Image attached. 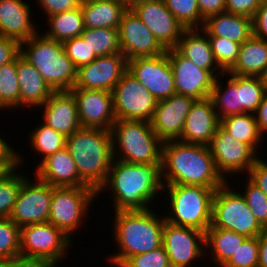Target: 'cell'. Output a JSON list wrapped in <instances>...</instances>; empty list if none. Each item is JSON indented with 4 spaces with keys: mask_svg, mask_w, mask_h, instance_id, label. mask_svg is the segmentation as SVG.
I'll use <instances>...</instances> for the list:
<instances>
[{
    "mask_svg": "<svg viewBox=\"0 0 267 267\" xmlns=\"http://www.w3.org/2000/svg\"><path fill=\"white\" fill-rule=\"evenodd\" d=\"M161 165L113 159L107 180L97 196L110 190L114 212L149 209L159 194L163 195Z\"/></svg>",
    "mask_w": 267,
    "mask_h": 267,
    "instance_id": "cell-1",
    "label": "cell"
},
{
    "mask_svg": "<svg viewBox=\"0 0 267 267\" xmlns=\"http://www.w3.org/2000/svg\"><path fill=\"white\" fill-rule=\"evenodd\" d=\"M161 170L163 184L204 186L216 190L226 183L217 171L207 145L179 140L163 142Z\"/></svg>",
    "mask_w": 267,
    "mask_h": 267,
    "instance_id": "cell-2",
    "label": "cell"
},
{
    "mask_svg": "<svg viewBox=\"0 0 267 267\" xmlns=\"http://www.w3.org/2000/svg\"><path fill=\"white\" fill-rule=\"evenodd\" d=\"M153 209L114 212L111 238L118 249L107 257L110 265L120 267L129 257L162 246L165 217Z\"/></svg>",
    "mask_w": 267,
    "mask_h": 267,
    "instance_id": "cell-3",
    "label": "cell"
},
{
    "mask_svg": "<svg viewBox=\"0 0 267 267\" xmlns=\"http://www.w3.org/2000/svg\"><path fill=\"white\" fill-rule=\"evenodd\" d=\"M81 180L96 192L105 184L113 157L111 131L81 127L66 137Z\"/></svg>",
    "mask_w": 267,
    "mask_h": 267,
    "instance_id": "cell-4",
    "label": "cell"
},
{
    "mask_svg": "<svg viewBox=\"0 0 267 267\" xmlns=\"http://www.w3.org/2000/svg\"><path fill=\"white\" fill-rule=\"evenodd\" d=\"M20 55L37 69L53 91H70L74 87L77 68L61 42L38 32L20 43Z\"/></svg>",
    "mask_w": 267,
    "mask_h": 267,
    "instance_id": "cell-5",
    "label": "cell"
},
{
    "mask_svg": "<svg viewBox=\"0 0 267 267\" xmlns=\"http://www.w3.org/2000/svg\"><path fill=\"white\" fill-rule=\"evenodd\" d=\"M110 131L114 159L137 164H162L163 141L150 122L117 119Z\"/></svg>",
    "mask_w": 267,
    "mask_h": 267,
    "instance_id": "cell-6",
    "label": "cell"
},
{
    "mask_svg": "<svg viewBox=\"0 0 267 267\" xmlns=\"http://www.w3.org/2000/svg\"><path fill=\"white\" fill-rule=\"evenodd\" d=\"M166 189V190H165ZM170 209L165 221L206 232L212 220V201L216 190L204 186L164 184ZM169 197V198H168Z\"/></svg>",
    "mask_w": 267,
    "mask_h": 267,
    "instance_id": "cell-7",
    "label": "cell"
},
{
    "mask_svg": "<svg viewBox=\"0 0 267 267\" xmlns=\"http://www.w3.org/2000/svg\"><path fill=\"white\" fill-rule=\"evenodd\" d=\"M73 241L50 222L20 227V259L27 264H61Z\"/></svg>",
    "mask_w": 267,
    "mask_h": 267,
    "instance_id": "cell-8",
    "label": "cell"
},
{
    "mask_svg": "<svg viewBox=\"0 0 267 267\" xmlns=\"http://www.w3.org/2000/svg\"><path fill=\"white\" fill-rule=\"evenodd\" d=\"M97 198V192L89 186H53L48 222L74 241L72 234L89 219L88 212Z\"/></svg>",
    "mask_w": 267,
    "mask_h": 267,
    "instance_id": "cell-9",
    "label": "cell"
},
{
    "mask_svg": "<svg viewBox=\"0 0 267 267\" xmlns=\"http://www.w3.org/2000/svg\"><path fill=\"white\" fill-rule=\"evenodd\" d=\"M226 182L216 189L212 201L210 227L232 230L246 238L259 236L264 228L246 203L245 198Z\"/></svg>",
    "mask_w": 267,
    "mask_h": 267,
    "instance_id": "cell-10",
    "label": "cell"
},
{
    "mask_svg": "<svg viewBox=\"0 0 267 267\" xmlns=\"http://www.w3.org/2000/svg\"><path fill=\"white\" fill-rule=\"evenodd\" d=\"M112 98L116 119L152 120L157 100L128 70L112 90Z\"/></svg>",
    "mask_w": 267,
    "mask_h": 267,
    "instance_id": "cell-11",
    "label": "cell"
},
{
    "mask_svg": "<svg viewBox=\"0 0 267 267\" xmlns=\"http://www.w3.org/2000/svg\"><path fill=\"white\" fill-rule=\"evenodd\" d=\"M217 171L228 182L231 175L238 177L247 174L254 162L260 157L248 144L237 141L221 126L216 129L207 145ZM230 175V176H229Z\"/></svg>",
    "mask_w": 267,
    "mask_h": 267,
    "instance_id": "cell-12",
    "label": "cell"
},
{
    "mask_svg": "<svg viewBox=\"0 0 267 267\" xmlns=\"http://www.w3.org/2000/svg\"><path fill=\"white\" fill-rule=\"evenodd\" d=\"M35 178L34 182L28 177L22 181L9 217L19 227L48 222L53 186Z\"/></svg>",
    "mask_w": 267,
    "mask_h": 267,
    "instance_id": "cell-13",
    "label": "cell"
},
{
    "mask_svg": "<svg viewBox=\"0 0 267 267\" xmlns=\"http://www.w3.org/2000/svg\"><path fill=\"white\" fill-rule=\"evenodd\" d=\"M128 71L154 96L157 101L176 93L174 74L166 52L154 57L128 60Z\"/></svg>",
    "mask_w": 267,
    "mask_h": 267,
    "instance_id": "cell-14",
    "label": "cell"
},
{
    "mask_svg": "<svg viewBox=\"0 0 267 267\" xmlns=\"http://www.w3.org/2000/svg\"><path fill=\"white\" fill-rule=\"evenodd\" d=\"M162 246L172 267H191L205 255V232L165 221Z\"/></svg>",
    "mask_w": 267,
    "mask_h": 267,
    "instance_id": "cell-15",
    "label": "cell"
},
{
    "mask_svg": "<svg viewBox=\"0 0 267 267\" xmlns=\"http://www.w3.org/2000/svg\"><path fill=\"white\" fill-rule=\"evenodd\" d=\"M118 34L121 52L127 61L136 57H154L166 52L132 9L123 13Z\"/></svg>",
    "mask_w": 267,
    "mask_h": 267,
    "instance_id": "cell-16",
    "label": "cell"
},
{
    "mask_svg": "<svg viewBox=\"0 0 267 267\" xmlns=\"http://www.w3.org/2000/svg\"><path fill=\"white\" fill-rule=\"evenodd\" d=\"M174 74L176 94L201 100L210 97L216 77L208 70L196 66L176 48L167 49Z\"/></svg>",
    "mask_w": 267,
    "mask_h": 267,
    "instance_id": "cell-17",
    "label": "cell"
},
{
    "mask_svg": "<svg viewBox=\"0 0 267 267\" xmlns=\"http://www.w3.org/2000/svg\"><path fill=\"white\" fill-rule=\"evenodd\" d=\"M127 70L128 61L122 53L99 56L77 69L73 88L112 92Z\"/></svg>",
    "mask_w": 267,
    "mask_h": 267,
    "instance_id": "cell-18",
    "label": "cell"
},
{
    "mask_svg": "<svg viewBox=\"0 0 267 267\" xmlns=\"http://www.w3.org/2000/svg\"><path fill=\"white\" fill-rule=\"evenodd\" d=\"M132 10L166 50L177 46L186 29L168 10L164 0L143 2Z\"/></svg>",
    "mask_w": 267,
    "mask_h": 267,
    "instance_id": "cell-19",
    "label": "cell"
},
{
    "mask_svg": "<svg viewBox=\"0 0 267 267\" xmlns=\"http://www.w3.org/2000/svg\"><path fill=\"white\" fill-rule=\"evenodd\" d=\"M70 91L76 98L82 127L111 130L117 120L112 92L79 88H72Z\"/></svg>",
    "mask_w": 267,
    "mask_h": 267,
    "instance_id": "cell-20",
    "label": "cell"
},
{
    "mask_svg": "<svg viewBox=\"0 0 267 267\" xmlns=\"http://www.w3.org/2000/svg\"><path fill=\"white\" fill-rule=\"evenodd\" d=\"M194 102V98L176 93L157 101L150 123L163 142L178 140L181 137L187 114Z\"/></svg>",
    "mask_w": 267,
    "mask_h": 267,
    "instance_id": "cell-21",
    "label": "cell"
},
{
    "mask_svg": "<svg viewBox=\"0 0 267 267\" xmlns=\"http://www.w3.org/2000/svg\"><path fill=\"white\" fill-rule=\"evenodd\" d=\"M38 109L44 110L41 121L66 137L82 127L77 101L71 91H54Z\"/></svg>",
    "mask_w": 267,
    "mask_h": 267,
    "instance_id": "cell-22",
    "label": "cell"
},
{
    "mask_svg": "<svg viewBox=\"0 0 267 267\" xmlns=\"http://www.w3.org/2000/svg\"><path fill=\"white\" fill-rule=\"evenodd\" d=\"M219 126L220 119L211 98L195 100L178 140L184 143L208 145Z\"/></svg>",
    "mask_w": 267,
    "mask_h": 267,
    "instance_id": "cell-23",
    "label": "cell"
},
{
    "mask_svg": "<svg viewBox=\"0 0 267 267\" xmlns=\"http://www.w3.org/2000/svg\"><path fill=\"white\" fill-rule=\"evenodd\" d=\"M29 3L24 0H0V36L21 43L39 32L31 17L33 13Z\"/></svg>",
    "mask_w": 267,
    "mask_h": 267,
    "instance_id": "cell-24",
    "label": "cell"
},
{
    "mask_svg": "<svg viewBox=\"0 0 267 267\" xmlns=\"http://www.w3.org/2000/svg\"><path fill=\"white\" fill-rule=\"evenodd\" d=\"M35 169L34 177L54 187L87 186L81 180L74 159L66 147L49 155Z\"/></svg>",
    "mask_w": 267,
    "mask_h": 267,
    "instance_id": "cell-25",
    "label": "cell"
},
{
    "mask_svg": "<svg viewBox=\"0 0 267 267\" xmlns=\"http://www.w3.org/2000/svg\"><path fill=\"white\" fill-rule=\"evenodd\" d=\"M184 57L216 78L225 72L218 66L208 35L202 29H186L175 47Z\"/></svg>",
    "mask_w": 267,
    "mask_h": 267,
    "instance_id": "cell-26",
    "label": "cell"
},
{
    "mask_svg": "<svg viewBox=\"0 0 267 267\" xmlns=\"http://www.w3.org/2000/svg\"><path fill=\"white\" fill-rule=\"evenodd\" d=\"M17 74L20 89V111L24 107L39 108L54 92L37 69L21 55L17 57Z\"/></svg>",
    "mask_w": 267,
    "mask_h": 267,
    "instance_id": "cell-27",
    "label": "cell"
},
{
    "mask_svg": "<svg viewBox=\"0 0 267 267\" xmlns=\"http://www.w3.org/2000/svg\"><path fill=\"white\" fill-rule=\"evenodd\" d=\"M202 30L208 36H215L243 44L253 35L252 19L228 12L205 19Z\"/></svg>",
    "mask_w": 267,
    "mask_h": 267,
    "instance_id": "cell-28",
    "label": "cell"
},
{
    "mask_svg": "<svg viewBox=\"0 0 267 267\" xmlns=\"http://www.w3.org/2000/svg\"><path fill=\"white\" fill-rule=\"evenodd\" d=\"M246 239L232 230L209 227L205 232V253L212 260V265L223 267Z\"/></svg>",
    "mask_w": 267,
    "mask_h": 267,
    "instance_id": "cell-29",
    "label": "cell"
},
{
    "mask_svg": "<svg viewBox=\"0 0 267 267\" xmlns=\"http://www.w3.org/2000/svg\"><path fill=\"white\" fill-rule=\"evenodd\" d=\"M267 68V41L252 35L239 50L234 66L225 74L260 76Z\"/></svg>",
    "mask_w": 267,
    "mask_h": 267,
    "instance_id": "cell-30",
    "label": "cell"
},
{
    "mask_svg": "<svg viewBox=\"0 0 267 267\" xmlns=\"http://www.w3.org/2000/svg\"><path fill=\"white\" fill-rule=\"evenodd\" d=\"M85 28L118 29L123 13L127 10L120 0L81 2Z\"/></svg>",
    "mask_w": 267,
    "mask_h": 267,
    "instance_id": "cell-31",
    "label": "cell"
},
{
    "mask_svg": "<svg viewBox=\"0 0 267 267\" xmlns=\"http://www.w3.org/2000/svg\"><path fill=\"white\" fill-rule=\"evenodd\" d=\"M225 75H228L225 81L227 84L223 83ZM210 98L219 119L241 114L240 75L224 73L217 77Z\"/></svg>",
    "mask_w": 267,
    "mask_h": 267,
    "instance_id": "cell-32",
    "label": "cell"
},
{
    "mask_svg": "<svg viewBox=\"0 0 267 267\" xmlns=\"http://www.w3.org/2000/svg\"><path fill=\"white\" fill-rule=\"evenodd\" d=\"M220 126L237 141L248 144L257 154L264 135L259 131L254 114L229 115L220 119Z\"/></svg>",
    "mask_w": 267,
    "mask_h": 267,
    "instance_id": "cell-33",
    "label": "cell"
},
{
    "mask_svg": "<svg viewBox=\"0 0 267 267\" xmlns=\"http://www.w3.org/2000/svg\"><path fill=\"white\" fill-rule=\"evenodd\" d=\"M45 20L48 22V27L42 33L61 43L81 36L85 29L81 7L51 15Z\"/></svg>",
    "mask_w": 267,
    "mask_h": 267,
    "instance_id": "cell-34",
    "label": "cell"
},
{
    "mask_svg": "<svg viewBox=\"0 0 267 267\" xmlns=\"http://www.w3.org/2000/svg\"><path fill=\"white\" fill-rule=\"evenodd\" d=\"M40 123L28 134L30 149L42 156V158L39 156L40 161L37 166L49 155L66 147V136L56 132L46 123Z\"/></svg>",
    "mask_w": 267,
    "mask_h": 267,
    "instance_id": "cell-35",
    "label": "cell"
},
{
    "mask_svg": "<svg viewBox=\"0 0 267 267\" xmlns=\"http://www.w3.org/2000/svg\"><path fill=\"white\" fill-rule=\"evenodd\" d=\"M20 109L17 58L0 66V110Z\"/></svg>",
    "mask_w": 267,
    "mask_h": 267,
    "instance_id": "cell-36",
    "label": "cell"
},
{
    "mask_svg": "<svg viewBox=\"0 0 267 267\" xmlns=\"http://www.w3.org/2000/svg\"><path fill=\"white\" fill-rule=\"evenodd\" d=\"M81 37L91 51L98 57L122 53L119 44L118 29L115 28H85Z\"/></svg>",
    "mask_w": 267,
    "mask_h": 267,
    "instance_id": "cell-37",
    "label": "cell"
},
{
    "mask_svg": "<svg viewBox=\"0 0 267 267\" xmlns=\"http://www.w3.org/2000/svg\"><path fill=\"white\" fill-rule=\"evenodd\" d=\"M15 168L9 171L0 179V218L10 217L14 204L17 200L19 190L22 185V181L26 178V174H22Z\"/></svg>",
    "mask_w": 267,
    "mask_h": 267,
    "instance_id": "cell-38",
    "label": "cell"
},
{
    "mask_svg": "<svg viewBox=\"0 0 267 267\" xmlns=\"http://www.w3.org/2000/svg\"><path fill=\"white\" fill-rule=\"evenodd\" d=\"M168 10L185 29H202L205 20L200 14L198 0H164Z\"/></svg>",
    "mask_w": 267,
    "mask_h": 267,
    "instance_id": "cell-39",
    "label": "cell"
},
{
    "mask_svg": "<svg viewBox=\"0 0 267 267\" xmlns=\"http://www.w3.org/2000/svg\"><path fill=\"white\" fill-rule=\"evenodd\" d=\"M0 259H20V227L8 218H0Z\"/></svg>",
    "mask_w": 267,
    "mask_h": 267,
    "instance_id": "cell-40",
    "label": "cell"
},
{
    "mask_svg": "<svg viewBox=\"0 0 267 267\" xmlns=\"http://www.w3.org/2000/svg\"><path fill=\"white\" fill-rule=\"evenodd\" d=\"M265 94L260 77L240 75L241 114H254Z\"/></svg>",
    "mask_w": 267,
    "mask_h": 267,
    "instance_id": "cell-41",
    "label": "cell"
},
{
    "mask_svg": "<svg viewBox=\"0 0 267 267\" xmlns=\"http://www.w3.org/2000/svg\"><path fill=\"white\" fill-rule=\"evenodd\" d=\"M218 66L228 72L237 62L241 44L220 37L208 36Z\"/></svg>",
    "mask_w": 267,
    "mask_h": 267,
    "instance_id": "cell-42",
    "label": "cell"
},
{
    "mask_svg": "<svg viewBox=\"0 0 267 267\" xmlns=\"http://www.w3.org/2000/svg\"><path fill=\"white\" fill-rule=\"evenodd\" d=\"M244 192H240L246 200L249 208L255 215L256 220L263 228H267V196L248 178Z\"/></svg>",
    "mask_w": 267,
    "mask_h": 267,
    "instance_id": "cell-43",
    "label": "cell"
},
{
    "mask_svg": "<svg viewBox=\"0 0 267 267\" xmlns=\"http://www.w3.org/2000/svg\"><path fill=\"white\" fill-rule=\"evenodd\" d=\"M259 236L246 238L223 267H258Z\"/></svg>",
    "mask_w": 267,
    "mask_h": 267,
    "instance_id": "cell-44",
    "label": "cell"
},
{
    "mask_svg": "<svg viewBox=\"0 0 267 267\" xmlns=\"http://www.w3.org/2000/svg\"><path fill=\"white\" fill-rule=\"evenodd\" d=\"M62 44L67 57L77 69L83 65L90 64L98 57L91 51L81 36L69 39Z\"/></svg>",
    "mask_w": 267,
    "mask_h": 267,
    "instance_id": "cell-45",
    "label": "cell"
},
{
    "mask_svg": "<svg viewBox=\"0 0 267 267\" xmlns=\"http://www.w3.org/2000/svg\"><path fill=\"white\" fill-rule=\"evenodd\" d=\"M120 267H172L163 246L144 254L129 257Z\"/></svg>",
    "mask_w": 267,
    "mask_h": 267,
    "instance_id": "cell-46",
    "label": "cell"
},
{
    "mask_svg": "<svg viewBox=\"0 0 267 267\" xmlns=\"http://www.w3.org/2000/svg\"><path fill=\"white\" fill-rule=\"evenodd\" d=\"M1 135V134H0ZM12 145L0 136V163H2L9 171L22 166L25 159L21 153L16 152Z\"/></svg>",
    "mask_w": 267,
    "mask_h": 267,
    "instance_id": "cell-47",
    "label": "cell"
},
{
    "mask_svg": "<svg viewBox=\"0 0 267 267\" xmlns=\"http://www.w3.org/2000/svg\"><path fill=\"white\" fill-rule=\"evenodd\" d=\"M36 5L42 9L44 14L47 17L57 14L66 12L68 10L77 9L80 7L81 0H37Z\"/></svg>",
    "mask_w": 267,
    "mask_h": 267,
    "instance_id": "cell-48",
    "label": "cell"
},
{
    "mask_svg": "<svg viewBox=\"0 0 267 267\" xmlns=\"http://www.w3.org/2000/svg\"><path fill=\"white\" fill-rule=\"evenodd\" d=\"M226 12L253 18L255 12L265 0H225Z\"/></svg>",
    "mask_w": 267,
    "mask_h": 267,
    "instance_id": "cell-49",
    "label": "cell"
},
{
    "mask_svg": "<svg viewBox=\"0 0 267 267\" xmlns=\"http://www.w3.org/2000/svg\"><path fill=\"white\" fill-rule=\"evenodd\" d=\"M246 176L258 186L267 196V161L259 157L250 168Z\"/></svg>",
    "mask_w": 267,
    "mask_h": 267,
    "instance_id": "cell-50",
    "label": "cell"
},
{
    "mask_svg": "<svg viewBox=\"0 0 267 267\" xmlns=\"http://www.w3.org/2000/svg\"><path fill=\"white\" fill-rule=\"evenodd\" d=\"M20 55V43L17 40L0 36V66L14 61Z\"/></svg>",
    "mask_w": 267,
    "mask_h": 267,
    "instance_id": "cell-51",
    "label": "cell"
},
{
    "mask_svg": "<svg viewBox=\"0 0 267 267\" xmlns=\"http://www.w3.org/2000/svg\"><path fill=\"white\" fill-rule=\"evenodd\" d=\"M253 35L267 41V0L255 12L252 18Z\"/></svg>",
    "mask_w": 267,
    "mask_h": 267,
    "instance_id": "cell-52",
    "label": "cell"
},
{
    "mask_svg": "<svg viewBox=\"0 0 267 267\" xmlns=\"http://www.w3.org/2000/svg\"><path fill=\"white\" fill-rule=\"evenodd\" d=\"M198 7L203 19L226 12L225 0H198Z\"/></svg>",
    "mask_w": 267,
    "mask_h": 267,
    "instance_id": "cell-53",
    "label": "cell"
},
{
    "mask_svg": "<svg viewBox=\"0 0 267 267\" xmlns=\"http://www.w3.org/2000/svg\"><path fill=\"white\" fill-rule=\"evenodd\" d=\"M255 120L257 122L259 131L266 136L267 134V92L264 95L262 102L256 109L254 113Z\"/></svg>",
    "mask_w": 267,
    "mask_h": 267,
    "instance_id": "cell-54",
    "label": "cell"
},
{
    "mask_svg": "<svg viewBox=\"0 0 267 267\" xmlns=\"http://www.w3.org/2000/svg\"><path fill=\"white\" fill-rule=\"evenodd\" d=\"M258 267H267V228L259 235Z\"/></svg>",
    "mask_w": 267,
    "mask_h": 267,
    "instance_id": "cell-55",
    "label": "cell"
},
{
    "mask_svg": "<svg viewBox=\"0 0 267 267\" xmlns=\"http://www.w3.org/2000/svg\"><path fill=\"white\" fill-rule=\"evenodd\" d=\"M29 264L21 259L10 261L6 259H0V267H27Z\"/></svg>",
    "mask_w": 267,
    "mask_h": 267,
    "instance_id": "cell-56",
    "label": "cell"
},
{
    "mask_svg": "<svg viewBox=\"0 0 267 267\" xmlns=\"http://www.w3.org/2000/svg\"><path fill=\"white\" fill-rule=\"evenodd\" d=\"M127 9H132L136 5L147 2V1H152V0H120Z\"/></svg>",
    "mask_w": 267,
    "mask_h": 267,
    "instance_id": "cell-57",
    "label": "cell"
},
{
    "mask_svg": "<svg viewBox=\"0 0 267 267\" xmlns=\"http://www.w3.org/2000/svg\"><path fill=\"white\" fill-rule=\"evenodd\" d=\"M262 82V85L265 88V91L267 92V68L261 73L259 76Z\"/></svg>",
    "mask_w": 267,
    "mask_h": 267,
    "instance_id": "cell-58",
    "label": "cell"
},
{
    "mask_svg": "<svg viewBox=\"0 0 267 267\" xmlns=\"http://www.w3.org/2000/svg\"><path fill=\"white\" fill-rule=\"evenodd\" d=\"M8 172L9 170L2 163H0V179Z\"/></svg>",
    "mask_w": 267,
    "mask_h": 267,
    "instance_id": "cell-59",
    "label": "cell"
},
{
    "mask_svg": "<svg viewBox=\"0 0 267 267\" xmlns=\"http://www.w3.org/2000/svg\"><path fill=\"white\" fill-rule=\"evenodd\" d=\"M27 267H57L54 265H36V264H29Z\"/></svg>",
    "mask_w": 267,
    "mask_h": 267,
    "instance_id": "cell-60",
    "label": "cell"
},
{
    "mask_svg": "<svg viewBox=\"0 0 267 267\" xmlns=\"http://www.w3.org/2000/svg\"><path fill=\"white\" fill-rule=\"evenodd\" d=\"M95 1H104V0H81V2H95ZM105 1H111V0H105Z\"/></svg>",
    "mask_w": 267,
    "mask_h": 267,
    "instance_id": "cell-61",
    "label": "cell"
}]
</instances>
